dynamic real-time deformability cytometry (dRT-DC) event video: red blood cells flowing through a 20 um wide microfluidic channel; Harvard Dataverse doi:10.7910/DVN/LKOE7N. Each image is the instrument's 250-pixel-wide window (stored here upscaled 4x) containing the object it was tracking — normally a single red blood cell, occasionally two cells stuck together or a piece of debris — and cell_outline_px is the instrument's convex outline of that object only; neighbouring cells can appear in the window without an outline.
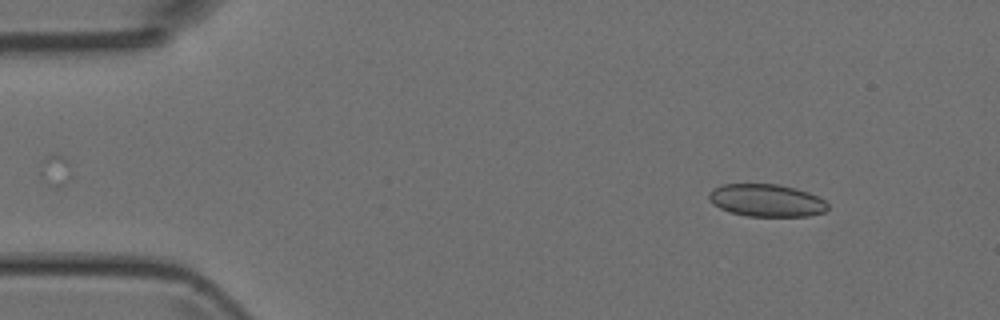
{"species": "Egyptian fruit bat (a non-hibernating species)", "species_latin": "Rousettus aegyptiacus", "temperature_condition": "room temperature", "stored_images_in_passage": 5, "camera_frame_rate_fps": 3000, "um_per_image_px": 0.085, "animal": {"sex": "female"}, "frame": {"image": 1, "passage_image": 2, "time_ms": 1.0, "image_size_px": [1000, 320], "cell_outline_px": [[828, 208], [824, 212], [808, 216], [748, 216], [732, 212], [720, 208], [712, 204], [708, 196], [708, 192], [712, 188], [724, 184], [780, 184], [796, 188], [820, 196], [828, 204]], "centroid_in_image_um": [65.16, 17.02], "position_along_channel_um": 19.8, "area_um2": 22.66}}
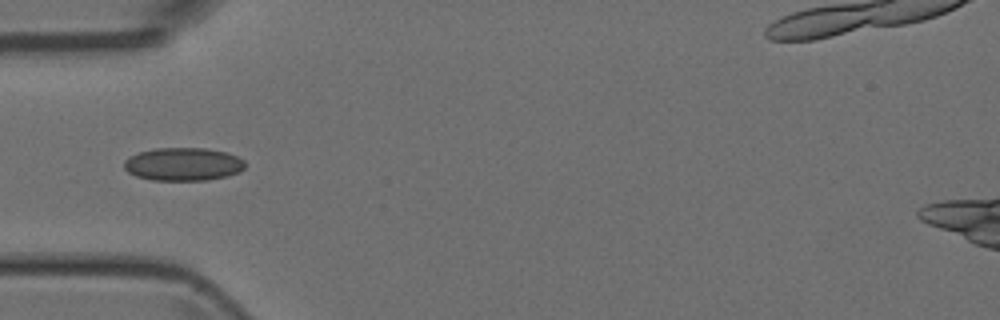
{"frame": {"image": 2, "passage_image": 5, "time_ms": 4.333, "image_size_px": [1000, 320], "cell_outline_px": [[244, 168], [240, 172], [208, 180], [152, 180], [136, 176], [128, 172], [124, 168], [124, 160], [128, 156], [140, 152], [156, 148], [204, 148], [228, 152], [244, 160]], "centroid_in_image_um": [15.55, 13.95], "position_along_channel_um": 69.4, "area_um2": 23.35}}